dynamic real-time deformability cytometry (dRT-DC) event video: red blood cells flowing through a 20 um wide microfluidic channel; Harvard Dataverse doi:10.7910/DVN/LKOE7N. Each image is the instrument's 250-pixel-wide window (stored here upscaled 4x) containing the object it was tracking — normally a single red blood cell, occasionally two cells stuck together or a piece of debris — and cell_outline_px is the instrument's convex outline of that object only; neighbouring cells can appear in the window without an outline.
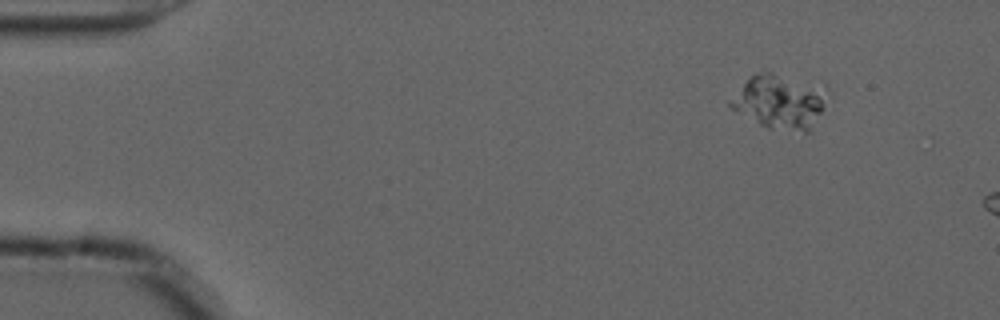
{"species": "common noctule bat (a hibernating species)", "species_latin": "Nyctalus noctula", "temperature_condition": "cold", "stored_images_in_passage": 13, "camera_frame_rate_fps": 3000, "um_per_image_px": 0.085, "animal": {"sex": "male", "forearm_length_mm": 52.5}, "frame": {"image": 1, "passage_image": 7, "time_ms": 2.0, "image_size_px": [1000, 320], "cell_outline_px": [[820, 112], [808, 132], [804, 132], [768, 128], [760, 124], [732, 108], [728, 104], [728, 100], [756, 72], [764, 68], [820, 92]], "centroid_in_image_um": [66.07, 8.68], "position_along_channel_um": 18.9, "area_um2": 28.21}}